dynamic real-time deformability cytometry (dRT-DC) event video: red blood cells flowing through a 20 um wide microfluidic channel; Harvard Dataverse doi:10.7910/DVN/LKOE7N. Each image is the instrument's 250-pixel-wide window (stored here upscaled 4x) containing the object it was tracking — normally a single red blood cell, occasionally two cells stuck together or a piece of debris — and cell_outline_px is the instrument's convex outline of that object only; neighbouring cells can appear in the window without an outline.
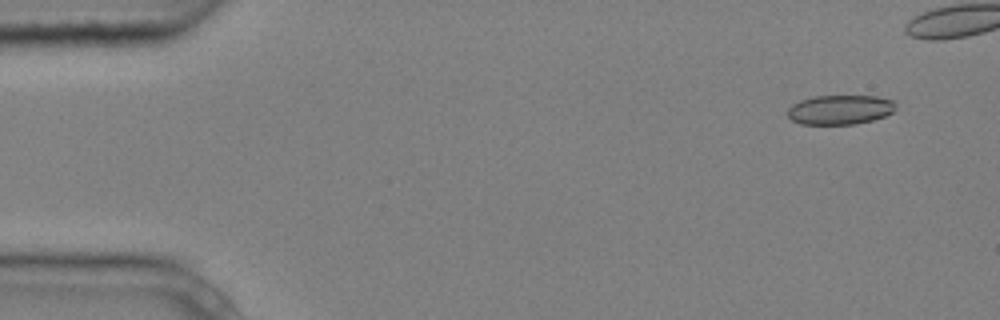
{"species": "common noctule bat (a hibernating species)", "species_latin": "Nyctalus noctula", "temperature_condition": "cold", "stored_images_in_passage": 5, "segment_of_instrument_passage": [2, 2], "camera_frame_rate_fps": 3000, "um_per_image_px": 0.085, "animal": {"sex": "male", "body_mass_g": 20.4}, "frame": {"image": 1, "passage_image": 5, "time_ms": 1.333, "image_size_px": [1000, 320], "cell_outline_px": [[896, 108], [892, 112], [884, 116], [872, 120], [856, 124], [800, 124], [792, 120], [788, 116], [788, 108], [792, 104], [800, 100], [812, 96], [876, 96], [892, 100], [896, 104]], "centroid_in_image_um": [71.39, 9.32], "position_along_channel_um": 13.6, "area_um2": 18.61}}